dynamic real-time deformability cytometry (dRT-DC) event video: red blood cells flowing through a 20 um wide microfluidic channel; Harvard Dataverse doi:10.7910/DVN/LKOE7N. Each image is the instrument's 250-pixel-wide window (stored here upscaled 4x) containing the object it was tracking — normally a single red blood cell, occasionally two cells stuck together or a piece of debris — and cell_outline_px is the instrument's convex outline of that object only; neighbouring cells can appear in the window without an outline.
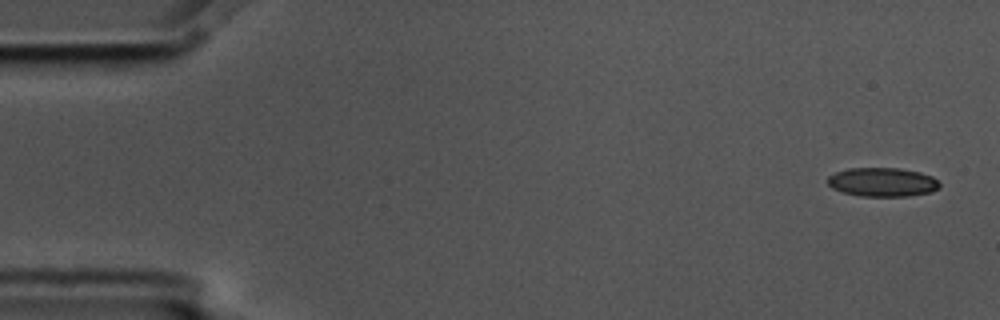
{"species": "common noctule bat (a hibernating species)", "species_latin": "Nyctalus noctula", "temperature_condition": "cold", "stored_images_in_passage": 6, "camera_frame_rate_fps": 3000, "um_per_image_px": 0.085, "animal": {"sex": "male", "body_mass_g": 17.5, "forearm_length_mm": 52.3}, "frame": {"image": 1, "passage_image": 1, "time_ms": 0.0, "image_size_px": [1000, 320], "cell_outline_px": [[940, 188], [932, 192], [908, 196], [860, 196], [844, 192], [832, 188], [828, 184], [828, 176], [836, 172], [848, 168], [900, 168], [920, 172], [932, 176], [940, 184]], "centroid_in_image_um": [75.03, 15.48], "position_along_channel_um": 10.0, "area_um2": 18.9}}